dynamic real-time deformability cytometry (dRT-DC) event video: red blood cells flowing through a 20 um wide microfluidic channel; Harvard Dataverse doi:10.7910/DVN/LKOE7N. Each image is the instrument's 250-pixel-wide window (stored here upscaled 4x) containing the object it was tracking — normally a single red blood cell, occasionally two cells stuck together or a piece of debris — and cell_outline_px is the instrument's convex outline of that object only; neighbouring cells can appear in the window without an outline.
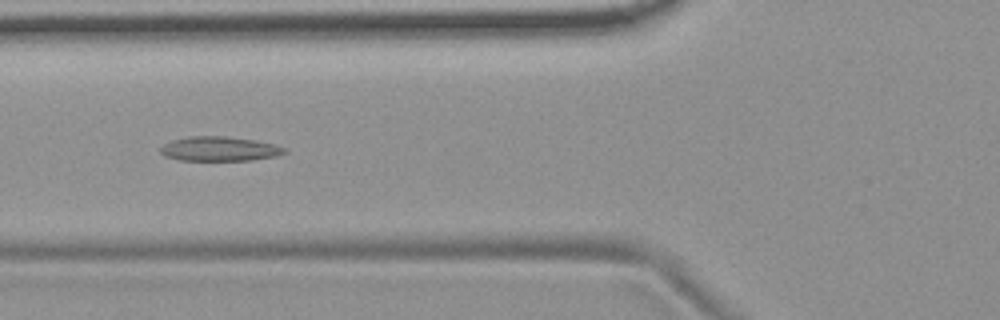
{"species": "common noctule bat (a hibernating species)", "species_latin": "Nyctalus noctula", "temperature_condition": "room temperature", "stored_images_in_passage": 54, "camera_frame_rate_fps": 3000, "um_per_image_px": 0.085, "animal": {"sex": "female", "body_mass_g": 19.9}, "frame": {"image": 1, "passage_image": 21, "time_ms": 6.667, "image_size_px": [1000, 320], "cell_outline_px": [[288, 152], [276, 156], [252, 160], [180, 160], [164, 156], [160, 152], [160, 148], [164, 144], [172, 140], [188, 136], [228, 136], [256, 140], [276, 144], [288, 148]], "centroid_in_image_um": [18.7, 12.64], "position_along_channel_um": 107.1, "area_um2": 17.92}}
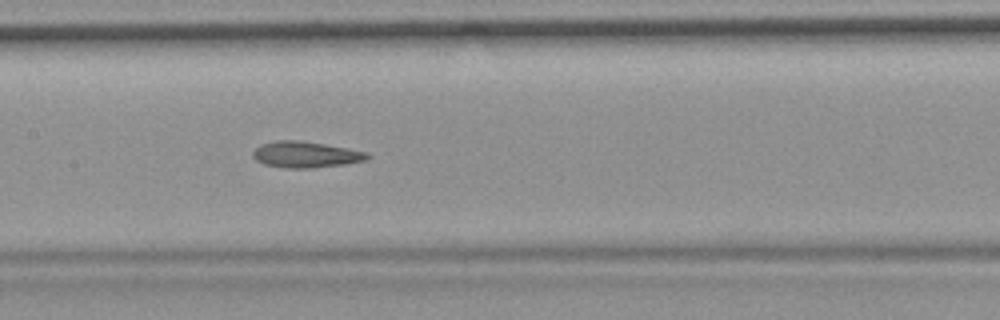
{"frame": {"image": 2, "passage_image": 27, "time_ms": 8.667, "image_size_px": [1000, 320], "cell_outline_px": [[372, 156], [364, 160], [344, 164], [312, 168], [288, 168], [264, 164], [256, 160], [252, 156], [252, 152], [260, 144], [276, 140], [300, 140], [348, 148], [368, 152]], "centroid_in_image_um": [25.97, 13.13], "position_along_channel_um": 181.4, "area_um2": 17.46}}
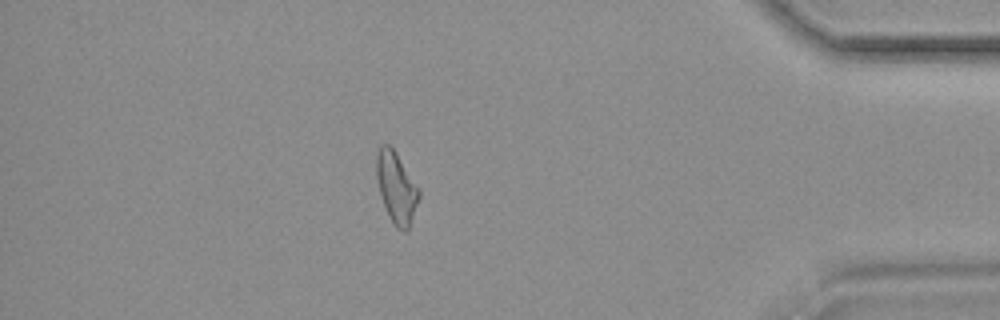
{"frame": {"image": 3, "passage_image": 48, "time_ms": 15.667, "image_size_px": [1000, 320], "cell_outline_px": [[420, 196], [408, 232], [404, 232], [396, 228], [388, 216], [380, 196], [376, 176], [376, 156], [380, 144], [388, 144], [396, 152], [420, 188]], "centroid_in_image_um": [33.69, 15.96], "position_along_channel_um": 401.5, "area_um2": 17.98}}